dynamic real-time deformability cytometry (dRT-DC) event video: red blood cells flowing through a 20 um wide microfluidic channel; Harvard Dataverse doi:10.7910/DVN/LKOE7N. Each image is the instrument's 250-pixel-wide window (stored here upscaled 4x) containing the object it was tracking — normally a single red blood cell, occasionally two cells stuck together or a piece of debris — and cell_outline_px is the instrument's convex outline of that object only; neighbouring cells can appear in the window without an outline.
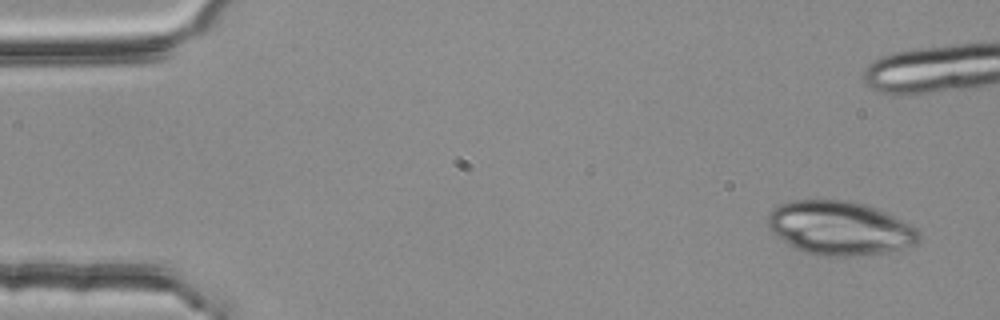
{"species": "common noctule bat (a hibernating species)", "species_latin": "Nyctalus noctula", "temperature_condition": "room temperature", "stored_images_in_passage": 4, "segment_of_instrument_passage": [2, 2], "camera_frame_rate_fps": 3000, "um_per_image_px": 0.085, "animal": {"sex": "female", "body_mass_g": 25.1}, "frame": {"image": 1, "passage_image": 4, "time_ms": 1.0, "image_size_px": [1000, 320], "cell_outline_px": [[920, 240], [916, 244], [884, 252], [848, 256], [816, 256], [792, 248], [772, 232], [768, 228], [768, 212], [780, 204], [792, 200], [848, 200], [864, 204], [876, 208], [916, 228], [920, 232]], "centroid_in_image_um": [71.32, 19.39], "position_along_channel_um": 13.7, "area_um2": 47.28}}